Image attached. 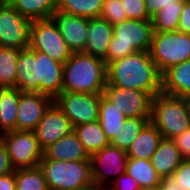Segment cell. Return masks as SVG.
<instances>
[{
	"mask_svg": "<svg viewBox=\"0 0 190 190\" xmlns=\"http://www.w3.org/2000/svg\"><path fill=\"white\" fill-rule=\"evenodd\" d=\"M107 85L144 91L153 98L162 90V74L149 51H140L107 65Z\"/></svg>",
	"mask_w": 190,
	"mask_h": 190,
	"instance_id": "1",
	"label": "cell"
},
{
	"mask_svg": "<svg viewBox=\"0 0 190 190\" xmlns=\"http://www.w3.org/2000/svg\"><path fill=\"white\" fill-rule=\"evenodd\" d=\"M106 85L107 65L100 58L77 52L63 64L62 92L103 94Z\"/></svg>",
	"mask_w": 190,
	"mask_h": 190,
	"instance_id": "2",
	"label": "cell"
},
{
	"mask_svg": "<svg viewBox=\"0 0 190 190\" xmlns=\"http://www.w3.org/2000/svg\"><path fill=\"white\" fill-rule=\"evenodd\" d=\"M153 32L151 19H126L113 25V35L106 53V65L136 52L149 51Z\"/></svg>",
	"mask_w": 190,
	"mask_h": 190,
	"instance_id": "3",
	"label": "cell"
},
{
	"mask_svg": "<svg viewBox=\"0 0 190 190\" xmlns=\"http://www.w3.org/2000/svg\"><path fill=\"white\" fill-rule=\"evenodd\" d=\"M48 190H95L90 161H57L44 156L38 165Z\"/></svg>",
	"mask_w": 190,
	"mask_h": 190,
	"instance_id": "4",
	"label": "cell"
},
{
	"mask_svg": "<svg viewBox=\"0 0 190 190\" xmlns=\"http://www.w3.org/2000/svg\"><path fill=\"white\" fill-rule=\"evenodd\" d=\"M150 121L163 139H173L190 128V112L185 98L158 93L152 98Z\"/></svg>",
	"mask_w": 190,
	"mask_h": 190,
	"instance_id": "5",
	"label": "cell"
},
{
	"mask_svg": "<svg viewBox=\"0 0 190 190\" xmlns=\"http://www.w3.org/2000/svg\"><path fill=\"white\" fill-rule=\"evenodd\" d=\"M149 54L163 74L174 65L190 59V34L178 30L153 32Z\"/></svg>",
	"mask_w": 190,
	"mask_h": 190,
	"instance_id": "6",
	"label": "cell"
},
{
	"mask_svg": "<svg viewBox=\"0 0 190 190\" xmlns=\"http://www.w3.org/2000/svg\"><path fill=\"white\" fill-rule=\"evenodd\" d=\"M29 48L47 54L61 64L72 54L52 18L31 21Z\"/></svg>",
	"mask_w": 190,
	"mask_h": 190,
	"instance_id": "7",
	"label": "cell"
},
{
	"mask_svg": "<svg viewBox=\"0 0 190 190\" xmlns=\"http://www.w3.org/2000/svg\"><path fill=\"white\" fill-rule=\"evenodd\" d=\"M11 164L16 169L37 167L43 157V149L33 131L12 130L0 134Z\"/></svg>",
	"mask_w": 190,
	"mask_h": 190,
	"instance_id": "8",
	"label": "cell"
},
{
	"mask_svg": "<svg viewBox=\"0 0 190 190\" xmlns=\"http://www.w3.org/2000/svg\"><path fill=\"white\" fill-rule=\"evenodd\" d=\"M127 161V152L111 144L92 154L90 162L95 190L107 189L117 177L125 173Z\"/></svg>",
	"mask_w": 190,
	"mask_h": 190,
	"instance_id": "9",
	"label": "cell"
},
{
	"mask_svg": "<svg viewBox=\"0 0 190 190\" xmlns=\"http://www.w3.org/2000/svg\"><path fill=\"white\" fill-rule=\"evenodd\" d=\"M31 21L6 0H0V47L19 50L29 47Z\"/></svg>",
	"mask_w": 190,
	"mask_h": 190,
	"instance_id": "10",
	"label": "cell"
},
{
	"mask_svg": "<svg viewBox=\"0 0 190 190\" xmlns=\"http://www.w3.org/2000/svg\"><path fill=\"white\" fill-rule=\"evenodd\" d=\"M102 94L61 92L53 102L70 119L73 127L98 120Z\"/></svg>",
	"mask_w": 190,
	"mask_h": 190,
	"instance_id": "11",
	"label": "cell"
},
{
	"mask_svg": "<svg viewBox=\"0 0 190 190\" xmlns=\"http://www.w3.org/2000/svg\"><path fill=\"white\" fill-rule=\"evenodd\" d=\"M102 95L127 118H150L152 97L147 92L106 85Z\"/></svg>",
	"mask_w": 190,
	"mask_h": 190,
	"instance_id": "12",
	"label": "cell"
},
{
	"mask_svg": "<svg viewBox=\"0 0 190 190\" xmlns=\"http://www.w3.org/2000/svg\"><path fill=\"white\" fill-rule=\"evenodd\" d=\"M73 130L74 127L70 119L53 102L33 132L39 146L45 150L49 145L70 134Z\"/></svg>",
	"mask_w": 190,
	"mask_h": 190,
	"instance_id": "13",
	"label": "cell"
},
{
	"mask_svg": "<svg viewBox=\"0 0 190 190\" xmlns=\"http://www.w3.org/2000/svg\"><path fill=\"white\" fill-rule=\"evenodd\" d=\"M53 99L39 92H21L17 110L16 130L33 131Z\"/></svg>",
	"mask_w": 190,
	"mask_h": 190,
	"instance_id": "14",
	"label": "cell"
},
{
	"mask_svg": "<svg viewBox=\"0 0 190 190\" xmlns=\"http://www.w3.org/2000/svg\"><path fill=\"white\" fill-rule=\"evenodd\" d=\"M34 56L37 61V92L54 100L62 92L63 64L37 50H34Z\"/></svg>",
	"mask_w": 190,
	"mask_h": 190,
	"instance_id": "15",
	"label": "cell"
},
{
	"mask_svg": "<svg viewBox=\"0 0 190 190\" xmlns=\"http://www.w3.org/2000/svg\"><path fill=\"white\" fill-rule=\"evenodd\" d=\"M51 18L56 23L72 53L82 52L86 44L88 18L75 16L61 10H55Z\"/></svg>",
	"mask_w": 190,
	"mask_h": 190,
	"instance_id": "16",
	"label": "cell"
},
{
	"mask_svg": "<svg viewBox=\"0 0 190 190\" xmlns=\"http://www.w3.org/2000/svg\"><path fill=\"white\" fill-rule=\"evenodd\" d=\"M86 44L82 53L100 58L106 63V53L113 35V25L96 17L88 18Z\"/></svg>",
	"mask_w": 190,
	"mask_h": 190,
	"instance_id": "17",
	"label": "cell"
},
{
	"mask_svg": "<svg viewBox=\"0 0 190 190\" xmlns=\"http://www.w3.org/2000/svg\"><path fill=\"white\" fill-rule=\"evenodd\" d=\"M43 156L46 159L64 162L90 161V156L85 151L74 130L43 150Z\"/></svg>",
	"mask_w": 190,
	"mask_h": 190,
	"instance_id": "18",
	"label": "cell"
},
{
	"mask_svg": "<svg viewBox=\"0 0 190 190\" xmlns=\"http://www.w3.org/2000/svg\"><path fill=\"white\" fill-rule=\"evenodd\" d=\"M162 93L185 98L190 95V59L162 74Z\"/></svg>",
	"mask_w": 190,
	"mask_h": 190,
	"instance_id": "19",
	"label": "cell"
},
{
	"mask_svg": "<svg viewBox=\"0 0 190 190\" xmlns=\"http://www.w3.org/2000/svg\"><path fill=\"white\" fill-rule=\"evenodd\" d=\"M183 158L172 139H162L157 150L152 155L150 162L157 174L162 177H170L179 167Z\"/></svg>",
	"mask_w": 190,
	"mask_h": 190,
	"instance_id": "20",
	"label": "cell"
},
{
	"mask_svg": "<svg viewBox=\"0 0 190 190\" xmlns=\"http://www.w3.org/2000/svg\"><path fill=\"white\" fill-rule=\"evenodd\" d=\"M162 139L156 126L149 121L129 147L128 158L150 161Z\"/></svg>",
	"mask_w": 190,
	"mask_h": 190,
	"instance_id": "21",
	"label": "cell"
},
{
	"mask_svg": "<svg viewBox=\"0 0 190 190\" xmlns=\"http://www.w3.org/2000/svg\"><path fill=\"white\" fill-rule=\"evenodd\" d=\"M15 88L21 92H37V61L31 48L19 51Z\"/></svg>",
	"mask_w": 190,
	"mask_h": 190,
	"instance_id": "22",
	"label": "cell"
},
{
	"mask_svg": "<svg viewBox=\"0 0 190 190\" xmlns=\"http://www.w3.org/2000/svg\"><path fill=\"white\" fill-rule=\"evenodd\" d=\"M74 132L89 156L110 144V140L103 132L98 120L75 126Z\"/></svg>",
	"mask_w": 190,
	"mask_h": 190,
	"instance_id": "23",
	"label": "cell"
},
{
	"mask_svg": "<svg viewBox=\"0 0 190 190\" xmlns=\"http://www.w3.org/2000/svg\"><path fill=\"white\" fill-rule=\"evenodd\" d=\"M21 91L17 88H5L0 96V134L16 130L17 110Z\"/></svg>",
	"mask_w": 190,
	"mask_h": 190,
	"instance_id": "24",
	"label": "cell"
},
{
	"mask_svg": "<svg viewBox=\"0 0 190 190\" xmlns=\"http://www.w3.org/2000/svg\"><path fill=\"white\" fill-rule=\"evenodd\" d=\"M30 21L51 18L57 10V0H6Z\"/></svg>",
	"mask_w": 190,
	"mask_h": 190,
	"instance_id": "25",
	"label": "cell"
},
{
	"mask_svg": "<svg viewBox=\"0 0 190 190\" xmlns=\"http://www.w3.org/2000/svg\"><path fill=\"white\" fill-rule=\"evenodd\" d=\"M126 173L136 180L141 189H157L160 176L149 160L128 158Z\"/></svg>",
	"mask_w": 190,
	"mask_h": 190,
	"instance_id": "26",
	"label": "cell"
},
{
	"mask_svg": "<svg viewBox=\"0 0 190 190\" xmlns=\"http://www.w3.org/2000/svg\"><path fill=\"white\" fill-rule=\"evenodd\" d=\"M126 118L109 100L103 95L100 96L98 121L109 140L122 129Z\"/></svg>",
	"mask_w": 190,
	"mask_h": 190,
	"instance_id": "27",
	"label": "cell"
},
{
	"mask_svg": "<svg viewBox=\"0 0 190 190\" xmlns=\"http://www.w3.org/2000/svg\"><path fill=\"white\" fill-rule=\"evenodd\" d=\"M149 121L150 118H126L122 129L110 139V144L127 152L133 141Z\"/></svg>",
	"mask_w": 190,
	"mask_h": 190,
	"instance_id": "28",
	"label": "cell"
},
{
	"mask_svg": "<svg viewBox=\"0 0 190 190\" xmlns=\"http://www.w3.org/2000/svg\"><path fill=\"white\" fill-rule=\"evenodd\" d=\"M19 49L0 47V84L15 88Z\"/></svg>",
	"mask_w": 190,
	"mask_h": 190,
	"instance_id": "29",
	"label": "cell"
},
{
	"mask_svg": "<svg viewBox=\"0 0 190 190\" xmlns=\"http://www.w3.org/2000/svg\"><path fill=\"white\" fill-rule=\"evenodd\" d=\"M103 0H57V9L75 16L96 18L100 16Z\"/></svg>",
	"mask_w": 190,
	"mask_h": 190,
	"instance_id": "30",
	"label": "cell"
},
{
	"mask_svg": "<svg viewBox=\"0 0 190 190\" xmlns=\"http://www.w3.org/2000/svg\"><path fill=\"white\" fill-rule=\"evenodd\" d=\"M184 3L165 6L160 9L152 18L154 32H171L177 31L181 11Z\"/></svg>",
	"mask_w": 190,
	"mask_h": 190,
	"instance_id": "31",
	"label": "cell"
},
{
	"mask_svg": "<svg viewBox=\"0 0 190 190\" xmlns=\"http://www.w3.org/2000/svg\"><path fill=\"white\" fill-rule=\"evenodd\" d=\"M16 190H48L43 172L39 166L16 169Z\"/></svg>",
	"mask_w": 190,
	"mask_h": 190,
	"instance_id": "32",
	"label": "cell"
},
{
	"mask_svg": "<svg viewBox=\"0 0 190 190\" xmlns=\"http://www.w3.org/2000/svg\"><path fill=\"white\" fill-rule=\"evenodd\" d=\"M99 17L112 25L128 19L121 0H103Z\"/></svg>",
	"mask_w": 190,
	"mask_h": 190,
	"instance_id": "33",
	"label": "cell"
},
{
	"mask_svg": "<svg viewBox=\"0 0 190 190\" xmlns=\"http://www.w3.org/2000/svg\"><path fill=\"white\" fill-rule=\"evenodd\" d=\"M128 19H151L147 13L144 0H121Z\"/></svg>",
	"mask_w": 190,
	"mask_h": 190,
	"instance_id": "34",
	"label": "cell"
},
{
	"mask_svg": "<svg viewBox=\"0 0 190 190\" xmlns=\"http://www.w3.org/2000/svg\"><path fill=\"white\" fill-rule=\"evenodd\" d=\"M170 178L182 190H190V159H183Z\"/></svg>",
	"mask_w": 190,
	"mask_h": 190,
	"instance_id": "35",
	"label": "cell"
},
{
	"mask_svg": "<svg viewBox=\"0 0 190 190\" xmlns=\"http://www.w3.org/2000/svg\"><path fill=\"white\" fill-rule=\"evenodd\" d=\"M105 190H142L135 179L126 172L117 177Z\"/></svg>",
	"mask_w": 190,
	"mask_h": 190,
	"instance_id": "36",
	"label": "cell"
},
{
	"mask_svg": "<svg viewBox=\"0 0 190 190\" xmlns=\"http://www.w3.org/2000/svg\"><path fill=\"white\" fill-rule=\"evenodd\" d=\"M183 159H190V128L172 139Z\"/></svg>",
	"mask_w": 190,
	"mask_h": 190,
	"instance_id": "37",
	"label": "cell"
},
{
	"mask_svg": "<svg viewBox=\"0 0 190 190\" xmlns=\"http://www.w3.org/2000/svg\"><path fill=\"white\" fill-rule=\"evenodd\" d=\"M147 13L152 18L160 9L176 3H184V0H144Z\"/></svg>",
	"mask_w": 190,
	"mask_h": 190,
	"instance_id": "38",
	"label": "cell"
},
{
	"mask_svg": "<svg viewBox=\"0 0 190 190\" xmlns=\"http://www.w3.org/2000/svg\"><path fill=\"white\" fill-rule=\"evenodd\" d=\"M177 30L181 33L190 34V0H184Z\"/></svg>",
	"mask_w": 190,
	"mask_h": 190,
	"instance_id": "39",
	"label": "cell"
},
{
	"mask_svg": "<svg viewBox=\"0 0 190 190\" xmlns=\"http://www.w3.org/2000/svg\"><path fill=\"white\" fill-rule=\"evenodd\" d=\"M14 171L5 144L0 139V176Z\"/></svg>",
	"mask_w": 190,
	"mask_h": 190,
	"instance_id": "40",
	"label": "cell"
},
{
	"mask_svg": "<svg viewBox=\"0 0 190 190\" xmlns=\"http://www.w3.org/2000/svg\"><path fill=\"white\" fill-rule=\"evenodd\" d=\"M0 190H16L15 170L0 176Z\"/></svg>",
	"mask_w": 190,
	"mask_h": 190,
	"instance_id": "41",
	"label": "cell"
},
{
	"mask_svg": "<svg viewBox=\"0 0 190 190\" xmlns=\"http://www.w3.org/2000/svg\"><path fill=\"white\" fill-rule=\"evenodd\" d=\"M158 190H182L170 177H162Z\"/></svg>",
	"mask_w": 190,
	"mask_h": 190,
	"instance_id": "42",
	"label": "cell"
},
{
	"mask_svg": "<svg viewBox=\"0 0 190 190\" xmlns=\"http://www.w3.org/2000/svg\"><path fill=\"white\" fill-rule=\"evenodd\" d=\"M186 101H187V105L189 108V112H190V95H188L187 97H185Z\"/></svg>",
	"mask_w": 190,
	"mask_h": 190,
	"instance_id": "43",
	"label": "cell"
},
{
	"mask_svg": "<svg viewBox=\"0 0 190 190\" xmlns=\"http://www.w3.org/2000/svg\"><path fill=\"white\" fill-rule=\"evenodd\" d=\"M5 90V87L3 85L0 84V96L2 94V92Z\"/></svg>",
	"mask_w": 190,
	"mask_h": 190,
	"instance_id": "44",
	"label": "cell"
},
{
	"mask_svg": "<svg viewBox=\"0 0 190 190\" xmlns=\"http://www.w3.org/2000/svg\"><path fill=\"white\" fill-rule=\"evenodd\" d=\"M142 190H158V189H142Z\"/></svg>",
	"mask_w": 190,
	"mask_h": 190,
	"instance_id": "45",
	"label": "cell"
}]
</instances>
